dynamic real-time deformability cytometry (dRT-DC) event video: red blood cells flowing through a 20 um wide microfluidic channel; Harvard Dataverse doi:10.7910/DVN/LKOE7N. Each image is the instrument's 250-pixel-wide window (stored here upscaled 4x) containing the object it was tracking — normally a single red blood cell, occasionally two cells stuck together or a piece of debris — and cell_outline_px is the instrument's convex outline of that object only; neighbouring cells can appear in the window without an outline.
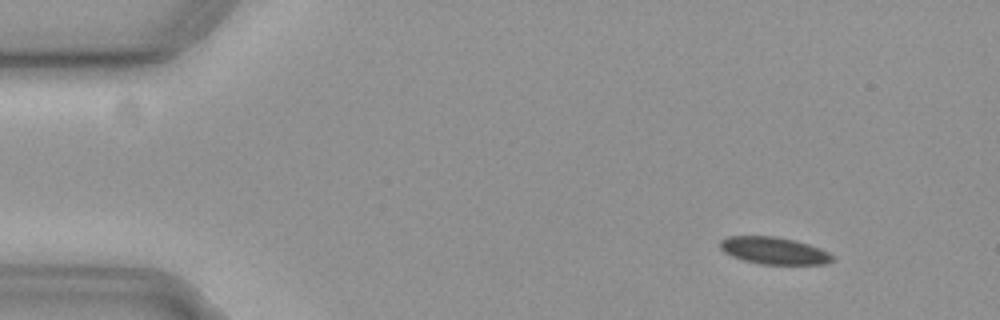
{"species": "common noctule bat (a hibernating species)", "species_latin": "Nyctalus noctula", "temperature_condition": "cold", "stored_images_in_passage": 52, "camera_frame_rate_fps": 3000, "um_per_image_px": 0.085, "animal": {"sex": "female", "body_mass_g": 19.3, "forearm_length_mm": 54.1}, "frame": {"image": 1, "passage_image": 1, "time_ms": 0.0, "image_size_px": [1000, 320], "cell_outline_px": [[832, 260], [824, 264], [760, 264], [744, 260], [732, 256], [724, 252], [720, 248], [720, 240], [728, 236], [772, 236], [792, 240], [808, 244], [820, 248], [828, 252], [832, 256]], "centroid_in_image_um": [65.74, 21.3], "position_along_channel_um": 19.3, "area_um2": 17.51}}
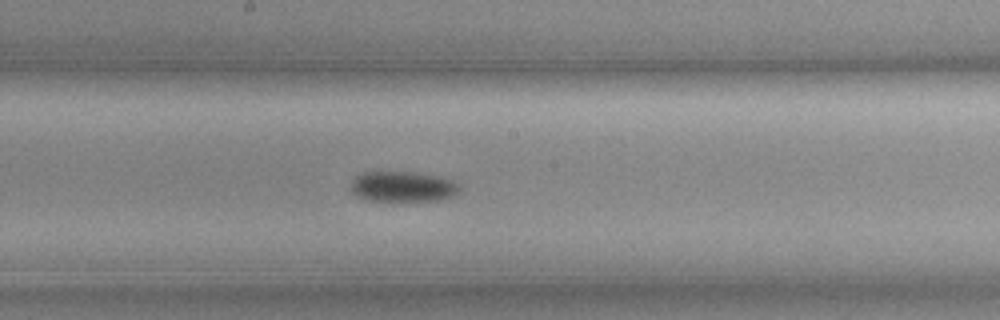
{"frame": {"image": 2, "passage_image": 25, "time_ms": 8.0, "image_size_px": [1000, 320], "cell_outline_px": [[460, 188], [452, 196], [440, 200], [392, 204], [368, 200], [356, 196], [348, 188], [352, 180], [356, 176], [364, 172], [412, 172], [440, 176], [452, 180], [460, 184]], "centroid_in_image_um": [34.2, 15.91], "position_along_channel_um": 214.0, "area_um2": 20.29}}
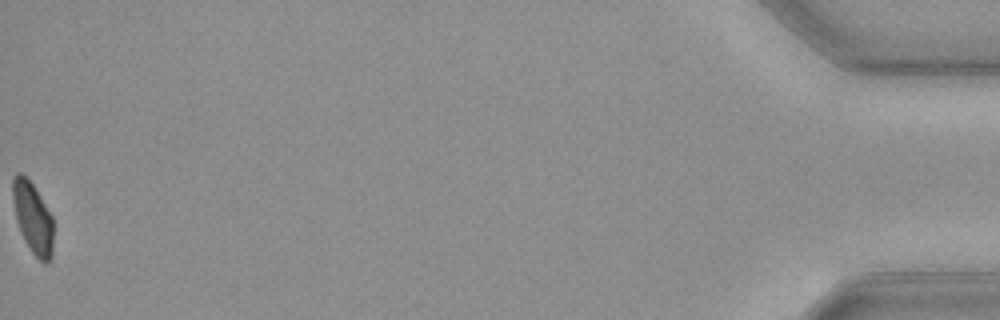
{"frame": {"image": 3, "passage_image": 52, "time_ms": 17.0, "image_size_px": [1000, 320], "cell_outline_px": [[52, 256], [48, 264], [44, 264], [32, 252], [24, 240], [20, 232], [16, 220], [12, 196], [12, 176], [16, 172], [20, 172], [28, 176], [52, 216]], "centroid_in_image_um": [2.76, 18.47], "position_along_channel_um": 432.4, "area_um2": 17.05}}